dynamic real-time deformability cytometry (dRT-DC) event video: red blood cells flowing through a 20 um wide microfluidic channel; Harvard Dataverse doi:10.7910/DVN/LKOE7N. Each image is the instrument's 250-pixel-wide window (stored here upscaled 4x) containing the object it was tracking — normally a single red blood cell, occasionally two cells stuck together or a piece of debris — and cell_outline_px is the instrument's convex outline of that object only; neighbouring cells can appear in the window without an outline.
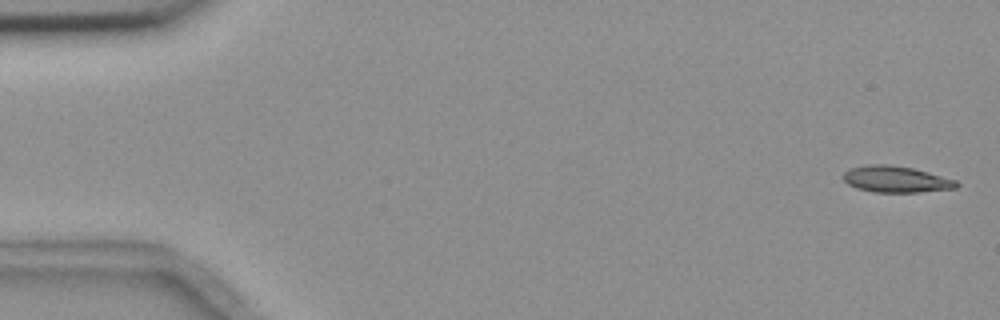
{"species": "common noctule bat (a hibernating species)", "species_latin": "Nyctalus noctula", "temperature_condition": "room temperature", "stored_images_in_passage": 3, "camera_frame_rate_fps": 3000, "um_per_image_px": 0.085, "animal": {"sex": "female", "body_mass_g": 18.4}, "frame": {"image": 1, "passage_image": 1, "time_ms": 0.0, "image_size_px": [1000, 320], "cell_outline_px": [[960, 184], [956, 188], [920, 192], [872, 192], [856, 188], [848, 184], [844, 180], [844, 172], [852, 168], [864, 164], [888, 164], [912, 168], [928, 172], [956, 180]], "centroid_in_image_um": [76.15, 15.24], "position_along_channel_um": 8.8, "area_um2": 17.4}}
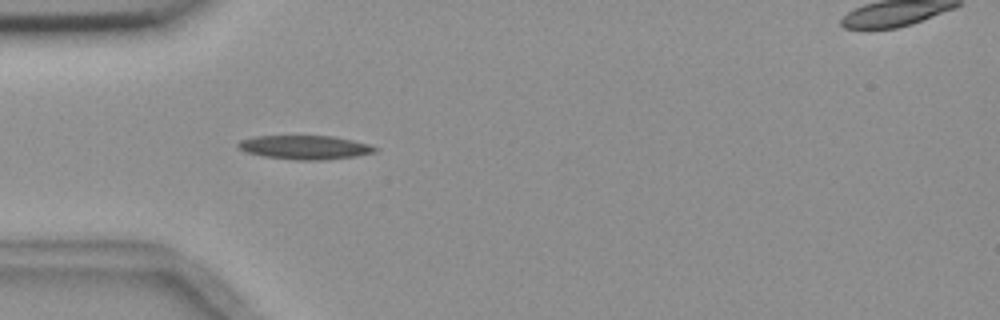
{"frame": {"image": 2, "passage_image": 3, "time_ms": 5.0, "image_size_px": [1000, 320], "cell_outline_px": [[380, 148], [376, 152], [356, 156], [328, 160], [296, 160], [264, 156], [244, 152], [236, 148], [236, 144], [240, 140], [252, 136], [332, 136], [352, 140], [368, 144]], "centroid_in_image_um": [25.89, 12.53], "position_along_channel_um": 59.1, "area_um2": 19.31}}